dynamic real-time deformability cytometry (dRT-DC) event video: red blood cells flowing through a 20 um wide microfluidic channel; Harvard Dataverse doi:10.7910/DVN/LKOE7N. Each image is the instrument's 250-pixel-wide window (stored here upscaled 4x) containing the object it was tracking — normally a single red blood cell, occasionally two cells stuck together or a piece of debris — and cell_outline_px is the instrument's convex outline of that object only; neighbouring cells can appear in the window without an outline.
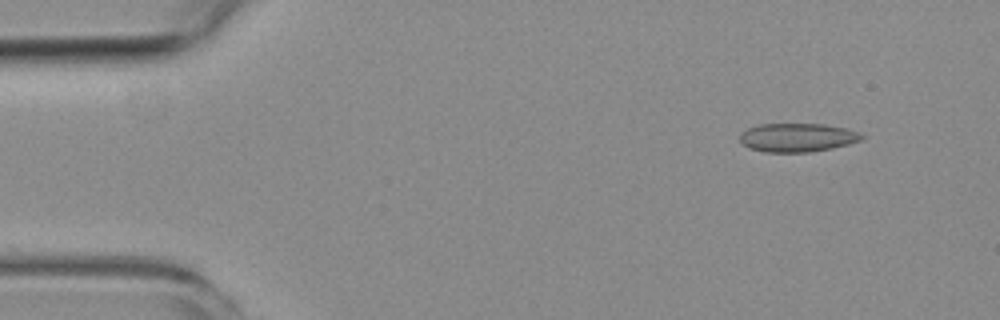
{"species": "common noctule bat (a hibernating species)", "species_latin": "Nyctalus noctula", "temperature_condition": "room temperature", "stored_images_in_passage": 4, "camera_frame_rate_fps": 3000, "um_per_image_px": 0.085, "animal": {"sex": "female", "body_mass_g": 19.3, "forearm_length_mm": 54.1}, "frame": {"image": 1, "passage_image": 1, "time_ms": 0.0, "image_size_px": [1000, 320], "cell_outline_px": [[864, 136], [860, 140], [848, 144], [832, 148], [808, 152], [764, 152], [748, 148], [740, 140], [740, 132], [748, 128], [760, 124], [824, 124], [848, 128], [860, 132]], "centroid_in_image_um": [67.77, 11.68], "position_along_channel_um": 17.2, "area_um2": 20.4}}
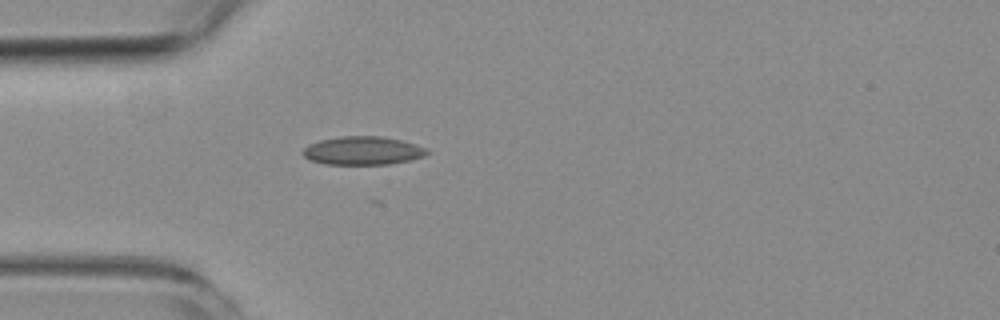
{"frame": {"image": 2, "passage_image": 4, "time_ms": 3.333, "image_size_px": [1000, 320], "cell_outline_px": [[432, 152], [424, 156], [408, 160], [388, 164], [324, 164], [312, 160], [304, 156], [300, 152], [308, 144], [320, 140], [340, 136], [380, 136], [400, 140], [416, 144], [428, 148]], "centroid_in_image_um": [30.84, 12.8], "position_along_channel_um": 54.2, "area_um2": 20.58}}